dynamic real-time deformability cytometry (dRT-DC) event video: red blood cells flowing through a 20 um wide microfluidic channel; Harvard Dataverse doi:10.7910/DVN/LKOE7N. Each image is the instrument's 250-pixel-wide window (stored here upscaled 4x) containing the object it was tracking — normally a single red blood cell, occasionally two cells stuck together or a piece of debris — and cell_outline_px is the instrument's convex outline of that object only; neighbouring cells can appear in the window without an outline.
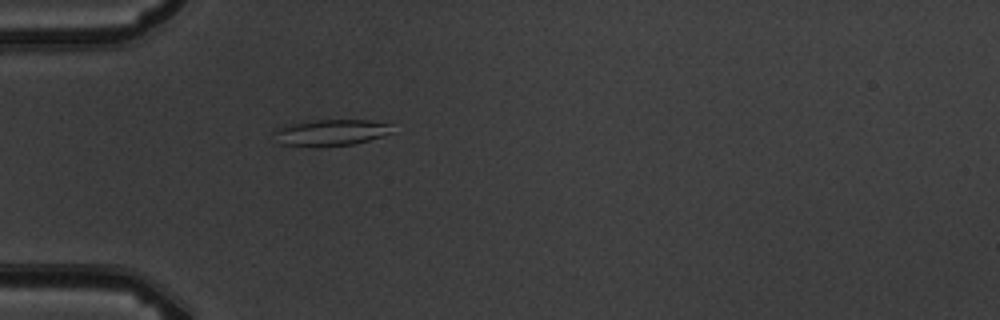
{"species": "common noctule bat (a hibernating species)", "species_latin": "Nyctalus noctula", "temperature_condition": "warm", "stored_images_in_passage": 3, "camera_frame_rate_fps": 3000, "um_per_image_px": 0.085, "animal": {"sex": "male", "body_mass_g": 19.5, "forearm_length_mm": 54.6}, "frame": {"image": 1, "passage_image": 3, "time_ms": 2.333, "image_size_px": [1000, 320], "cell_outline_px": [[392, 132], [368, 140], [352, 144], [316, 148], [280, 144], [272, 132], [276, 128], [292, 124], [316, 120], [368, 120], [392, 124]], "centroid_in_image_um": [28.08, 11.28], "position_along_channel_um": 56.9, "area_um2": 18.21}}